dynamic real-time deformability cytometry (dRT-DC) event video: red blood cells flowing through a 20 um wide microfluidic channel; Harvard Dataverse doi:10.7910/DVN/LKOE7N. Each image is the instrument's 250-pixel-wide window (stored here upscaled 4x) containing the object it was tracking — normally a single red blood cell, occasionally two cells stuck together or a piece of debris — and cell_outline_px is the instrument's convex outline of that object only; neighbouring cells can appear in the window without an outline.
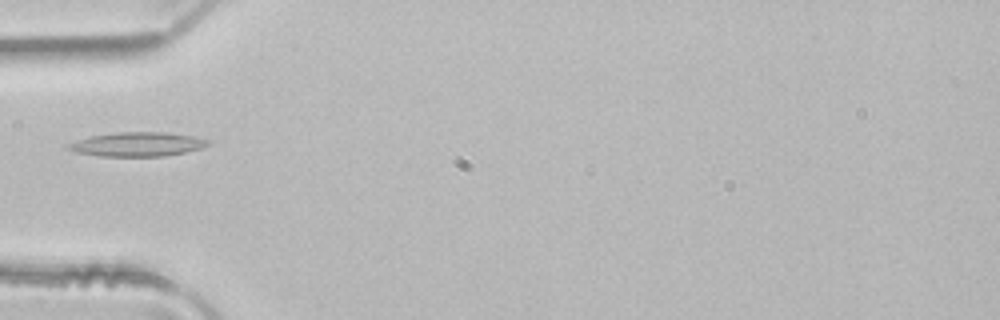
{"species": "common noctule bat (a hibernating species)", "species_latin": "Nyctalus noctula", "temperature_condition": "room temperature", "stored_images_in_passage": 1, "camera_frame_rate_fps": 3000, "um_per_image_px": 0.085, "animal": {"sex": "male", "body_mass_g": 21.5, "forearm_length_mm": 52.0}, "frame": {"image": 1, "passage_image": 1, "time_ms": 0.0, "image_size_px": [1000, 320], "cell_outline_px": [[212, 144], [200, 148], [184, 152], [164, 156], [100, 156], [76, 152], [68, 148], [68, 144], [76, 140], [92, 136], [120, 132], [168, 132], [192, 136], [208, 140]], "centroid_in_image_um": [11.7, 12.26], "position_along_channel_um": 73.3, "area_um2": 19.42}}